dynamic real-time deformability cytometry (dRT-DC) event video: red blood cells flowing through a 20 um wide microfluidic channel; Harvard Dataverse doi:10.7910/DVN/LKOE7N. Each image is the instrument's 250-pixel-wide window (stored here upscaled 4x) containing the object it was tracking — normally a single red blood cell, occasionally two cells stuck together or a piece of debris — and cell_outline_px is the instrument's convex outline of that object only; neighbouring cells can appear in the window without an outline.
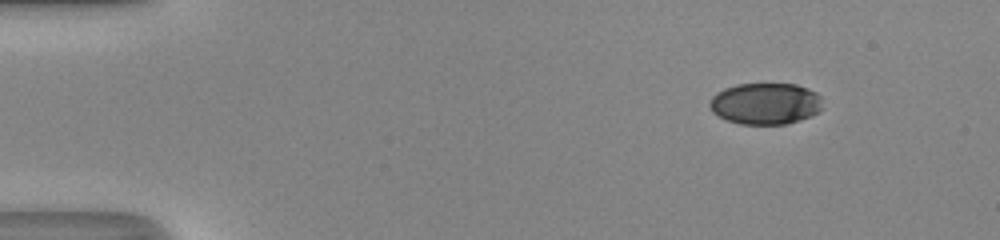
{"species": "human", "species_latin": "Homo sapiens", "temperature_condition": "room temperature", "stored_images_in_passage": 45, "camera_frame_rate_fps": 3000, "um_per_image_px": 0.085, "donor": {"sex": "male"}, "frame": {"image": 1, "passage_image": 1, "time_ms": 0.0, "image_size_px": [1000, 240], "cell_outline_px": [[824, 108], [820, 112], [800, 120], [784, 124], [740, 124], [728, 120], [712, 112], [708, 104], [708, 100], [716, 92], [724, 88], [736, 84], [796, 84], [808, 88], [816, 92], [820, 96]], "centroid_in_image_um": [65.07, 8.8], "position_along_channel_um": 19.9, "area_um2": 27.63}}
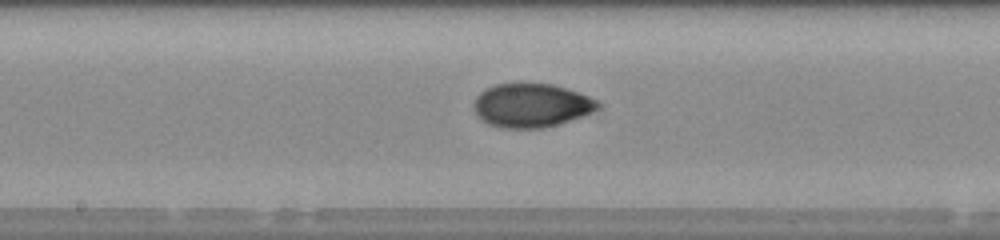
{"frame": {"image": 2, "passage_image": 22, "time_ms": 7.0, "image_size_px": [1000, 240], "cell_outline_px": [[600, 104], [596, 108], [580, 116], [544, 128], [504, 128], [488, 124], [480, 120], [476, 112], [476, 96], [484, 88], [496, 84], [552, 84], [588, 96], [596, 100]], "centroid_in_image_um": [45.11, 8.96], "position_along_channel_um": 203.1, "area_um2": 30.92}}
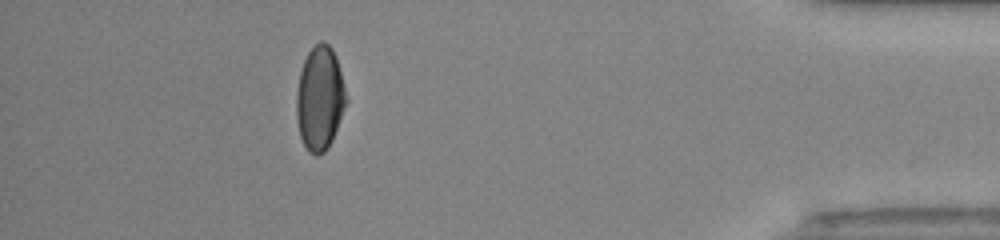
{"frame": {"image": 3, "passage_image": 40, "time_ms": 13.0, "image_size_px": [1000, 240], "cell_outline_px": [[348, 100], [332, 140], [328, 148], [324, 152], [316, 156], [308, 152], [300, 136], [296, 116], [296, 92], [300, 72], [304, 60], [308, 52], [320, 40], [324, 40], [332, 48], [336, 56]], "centroid_in_image_um": [27.18, 8.36], "position_along_channel_um": 408.0, "area_um2": 30.29}, "authors_computed_cell_mechanics": {"area_um2": 30.2872, "velocity_mm_per_s": 4.2468, "shape_relaxation_time_tau1_ms": 3.7096, "shape_relaxation_time_tau2_ms": 1.5068, "deformation_change_tau1": 0.1559, "deformation_change_tau2": 0.0423}}